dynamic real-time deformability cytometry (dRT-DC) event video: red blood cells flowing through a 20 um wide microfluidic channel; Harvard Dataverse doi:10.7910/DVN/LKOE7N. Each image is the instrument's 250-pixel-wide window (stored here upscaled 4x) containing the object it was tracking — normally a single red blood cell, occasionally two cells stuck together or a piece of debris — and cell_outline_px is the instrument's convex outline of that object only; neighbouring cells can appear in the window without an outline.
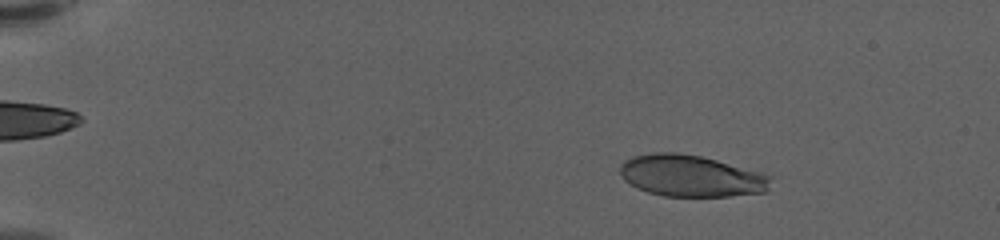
{"species": "human", "species_latin": "Homo sapiens", "temperature_condition": "warm", "stored_images_in_passage": 59, "camera_frame_rate_fps": 3000, "um_per_image_px": 0.085, "donor": {"sex": "female"}, "frame": {"image": 1, "passage_image": 9, "time_ms": 2.667, "image_size_px": [1000, 240], "cell_outline_px": [[772, 176], [768, 188], [764, 192], [728, 196], [664, 196], [648, 192], [636, 188], [624, 180], [620, 172], [620, 164], [624, 160], [632, 156], [652, 152], [676, 152], [700, 156], [716, 160]], "centroid_in_image_um": [58.68, 14.94], "position_along_channel_um": 26.3, "area_um2": 36.41}}
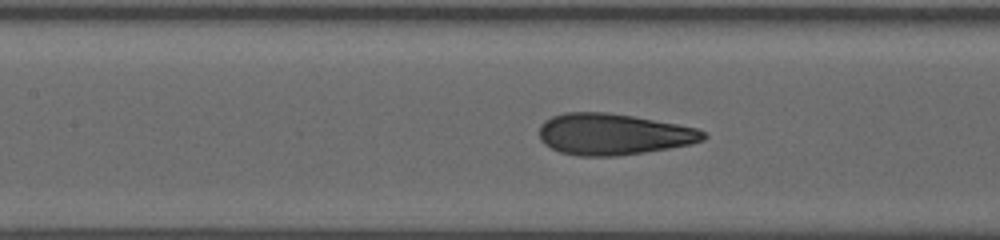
{"frame": {"image": 2, "passage_image": 29, "time_ms": 9.333, "image_size_px": [1000, 240], "cell_outline_px": [[708, 136], [704, 140], [692, 144], [644, 152], [616, 156], [580, 156], [560, 152], [544, 144], [540, 140], [540, 124], [544, 120], [552, 116], [564, 112], [604, 112], [632, 116], [676, 124], [696, 128], [704, 132]], "centroid_in_image_um": [52.11, 11.41], "position_along_channel_um": 155.3, "area_um2": 39.42}}
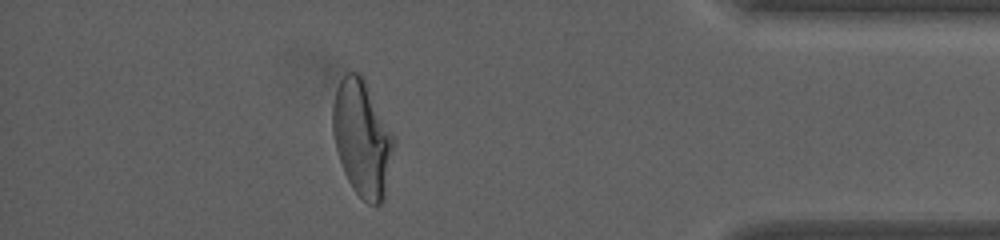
{"frame": {"image": 3, "passage_image": 53, "time_ms": 17.333, "image_size_px": [1000, 240], "cell_outline_px": [[396, 144], [384, 200], [380, 204], [368, 204], [352, 188], [344, 172], [336, 148], [332, 132], [332, 104], [336, 88], [340, 80], [348, 72], [360, 72], [396, 140]], "centroid_in_image_um": [30.79, 11.77], "position_along_channel_um": 404.4, "area_um2": 41.38}, "authors_computed_cell_mechanics": {"area_um2": 38.4948, "velocity_mm_per_s": 3.5085, "shape_relaxation_time_tau1_ms": 5.9979, "shape_relaxation_time_tau2_ms": 0.7837, "deformation_change_tau1": 0.2256, "deformation_change_tau2": 0.083}}